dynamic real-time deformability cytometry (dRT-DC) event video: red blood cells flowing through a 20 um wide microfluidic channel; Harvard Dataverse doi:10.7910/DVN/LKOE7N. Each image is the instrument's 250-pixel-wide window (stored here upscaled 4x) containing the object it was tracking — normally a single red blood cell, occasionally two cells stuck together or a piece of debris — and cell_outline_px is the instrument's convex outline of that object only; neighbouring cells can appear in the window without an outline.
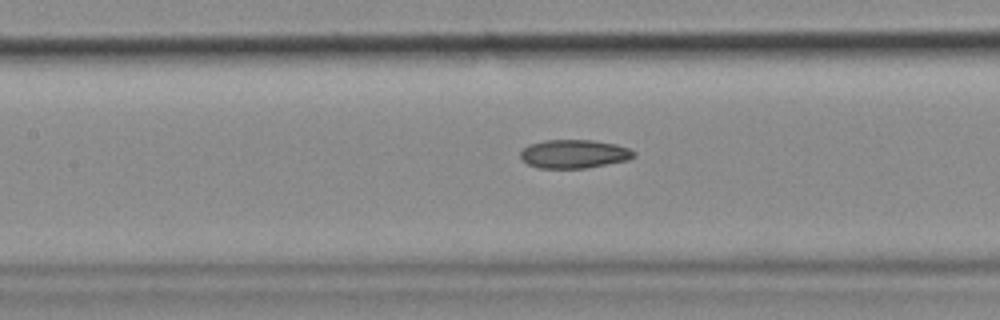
{"species": "common noctule bat (a hibernating species)", "species_latin": "Nyctalus noctula", "temperature_condition": "cold", "stored_images_in_passage": 50, "camera_frame_rate_fps": 3000, "um_per_image_px": 0.085, "animal": {"sex": "female", "body_mass_g": 18.4}, "frame": {"image": 1, "passage_image": 22, "time_ms": 7.0, "image_size_px": [1000, 320], "cell_outline_px": [[636, 156], [628, 160], [584, 168], [540, 168], [528, 164], [520, 156], [520, 152], [528, 144], [544, 140], [592, 140], [616, 144], [628, 148], [636, 152]], "centroid_in_image_um": [48.8, 13.07], "position_along_channel_um": 158.6, "area_um2": 18.84}}
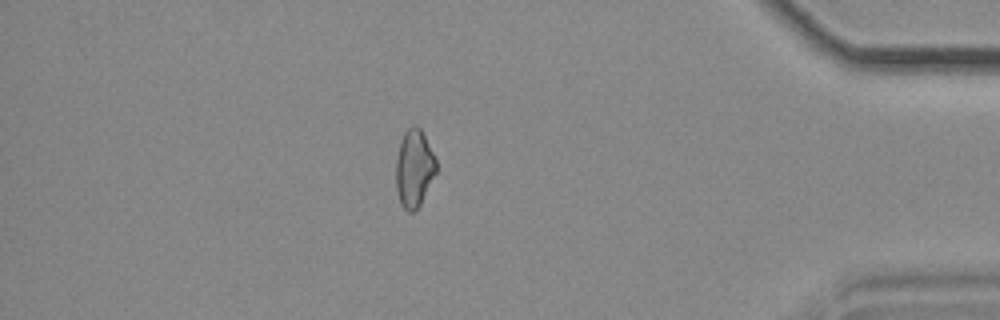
{"frame": {"image": 2, "passage_image": 43, "time_ms": 14.0, "image_size_px": [1000, 320], "cell_outline_px": [[436, 172], [420, 204], [412, 212], [408, 212], [400, 204], [396, 188], [396, 156], [400, 140], [404, 132], [412, 124], [416, 124], [420, 128], [436, 160]], "centroid_in_image_um": [35.17, 14.29], "position_along_channel_um": 400.0, "area_um2": 18.09}}